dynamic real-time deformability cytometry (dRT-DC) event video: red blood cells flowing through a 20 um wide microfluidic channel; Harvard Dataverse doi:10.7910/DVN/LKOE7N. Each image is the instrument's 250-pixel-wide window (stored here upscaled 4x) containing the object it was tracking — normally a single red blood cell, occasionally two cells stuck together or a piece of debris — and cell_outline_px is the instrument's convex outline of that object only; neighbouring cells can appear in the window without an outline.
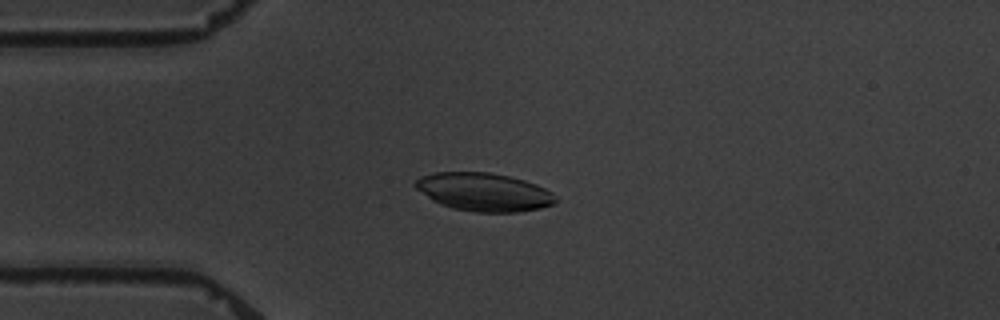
{"species": "common noctule bat (a hibernating species)", "species_latin": "Nyctalus noctula", "temperature_condition": "warm", "stored_images_in_passage": 8, "camera_frame_rate_fps": 3000, "um_per_image_px": 0.085, "animal": {"sex": "male", "body_mass_g": 19.5, "forearm_length_mm": 54.6}, "frame": {"image": 1, "passage_image": 5, "time_ms": 4.667, "image_size_px": [1000, 320], "cell_outline_px": [[556, 200], [552, 204], [540, 208], [516, 212], [476, 212], [452, 208], [440, 204], [432, 200], [416, 188], [416, 180], [420, 176], [432, 172], [488, 172], [508, 176], [524, 180], [536, 184], [552, 192]], "centroid_in_image_um": [41.11, 16.31], "position_along_channel_um": 43.9, "area_um2": 31.04}}
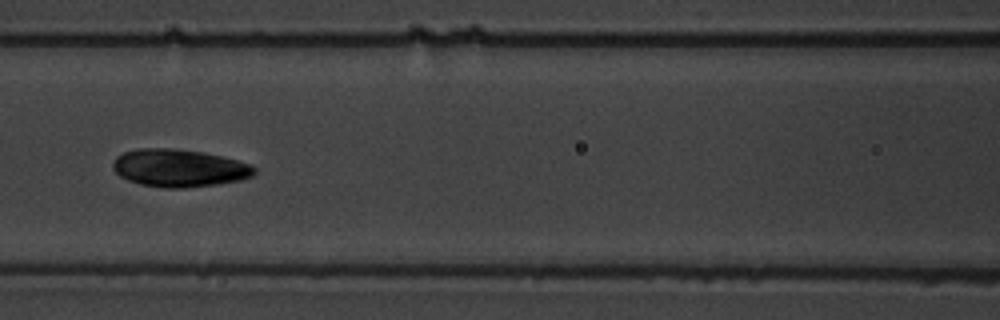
{"frame": {"image": 2, "passage_image": 8, "time_ms": 8.333, "image_size_px": [1000, 320], "cell_outline_px": [[256, 172], [252, 176], [240, 180], [216, 184], [184, 188], [164, 188], [140, 184], [128, 180], [120, 176], [112, 168], [112, 164], [116, 156], [124, 152], [140, 148], [172, 148], [200, 152], [220, 156], [236, 160], [248, 164], [256, 168]], "centroid_in_image_um": [15.19, 14.29], "position_along_channel_um": 151.4, "area_um2": 30.87}}